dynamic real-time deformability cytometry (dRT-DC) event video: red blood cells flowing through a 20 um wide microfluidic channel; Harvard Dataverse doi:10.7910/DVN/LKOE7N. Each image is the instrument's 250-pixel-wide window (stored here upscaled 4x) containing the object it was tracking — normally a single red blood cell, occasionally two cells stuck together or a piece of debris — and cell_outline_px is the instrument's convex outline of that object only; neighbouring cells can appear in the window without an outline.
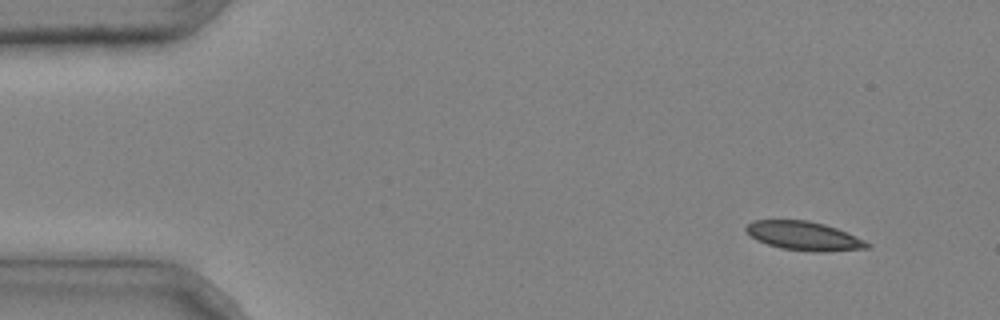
{"species": "common noctule bat (a hibernating species)", "species_latin": "Nyctalus noctula", "temperature_condition": "cold", "stored_images_in_passage": 6, "camera_frame_rate_fps": 3000, "um_per_image_px": 0.085, "animal": {"sex": "male", "body_mass_g": 20.4}, "frame": {"image": 1, "passage_image": 1, "time_ms": 0.0, "image_size_px": [1000, 320], "cell_outline_px": [[872, 244], [868, 248], [824, 252], [820, 252], [780, 248], [756, 240], [744, 228], [752, 220], [808, 220], [824, 224], [836, 228], [856, 236]], "centroid_in_image_um": [68.34, 20.05], "position_along_channel_um": 16.7, "area_um2": 20.23}}
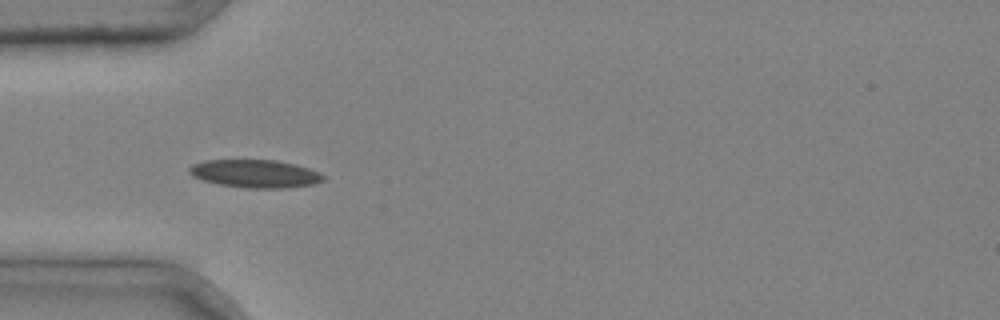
{"frame": {"image": 2, "passage_image": 4, "time_ms": 1.0, "image_size_px": [1000, 320], "cell_outline_px": [[324, 180], [312, 184], [288, 188], [248, 188], [220, 184], [204, 180], [192, 176], [188, 172], [188, 168], [192, 164], [204, 160], [276, 160], [296, 164], [320, 172], [324, 176]], "centroid_in_image_um": [21.68, 14.75], "position_along_channel_um": 63.3, "area_um2": 21.85}}